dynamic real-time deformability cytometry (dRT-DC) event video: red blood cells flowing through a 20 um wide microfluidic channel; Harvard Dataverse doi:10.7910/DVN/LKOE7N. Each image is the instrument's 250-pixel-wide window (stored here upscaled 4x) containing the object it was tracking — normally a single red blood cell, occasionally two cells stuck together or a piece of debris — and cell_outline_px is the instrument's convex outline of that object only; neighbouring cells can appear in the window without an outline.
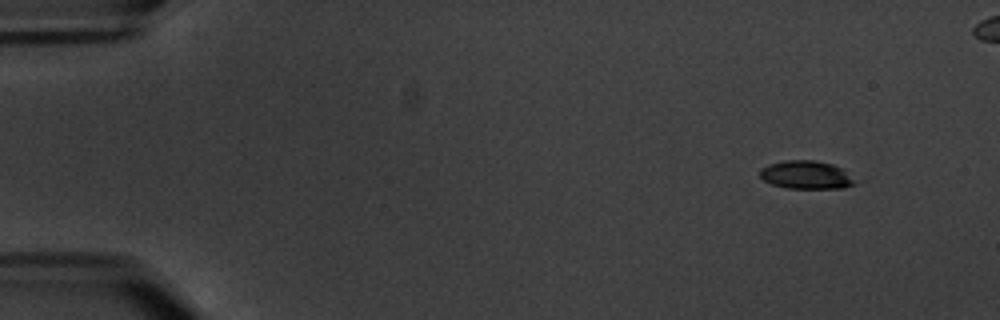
{"species": "common noctule bat (a hibernating species)", "species_latin": "Nyctalus noctula", "temperature_condition": "warm", "stored_images_in_passage": 6, "camera_frame_rate_fps": 3000, "um_per_image_px": 0.085, "animal": {"sex": "male", "body_mass_g": 20.1, "forearm_length_mm": 53.5}, "frame": {"image": 1, "passage_image": 1, "time_ms": 0.0, "image_size_px": [1000, 320], "cell_outline_px": [[856, 184], [844, 188], [784, 188], [772, 184], [764, 180], [760, 176], [760, 168], [768, 164], [784, 160], [816, 160], [832, 164], [840, 168]], "centroid_in_image_um": [68.45, 14.86], "position_along_channel_um": 16.6, "area_um2": 15.43}}